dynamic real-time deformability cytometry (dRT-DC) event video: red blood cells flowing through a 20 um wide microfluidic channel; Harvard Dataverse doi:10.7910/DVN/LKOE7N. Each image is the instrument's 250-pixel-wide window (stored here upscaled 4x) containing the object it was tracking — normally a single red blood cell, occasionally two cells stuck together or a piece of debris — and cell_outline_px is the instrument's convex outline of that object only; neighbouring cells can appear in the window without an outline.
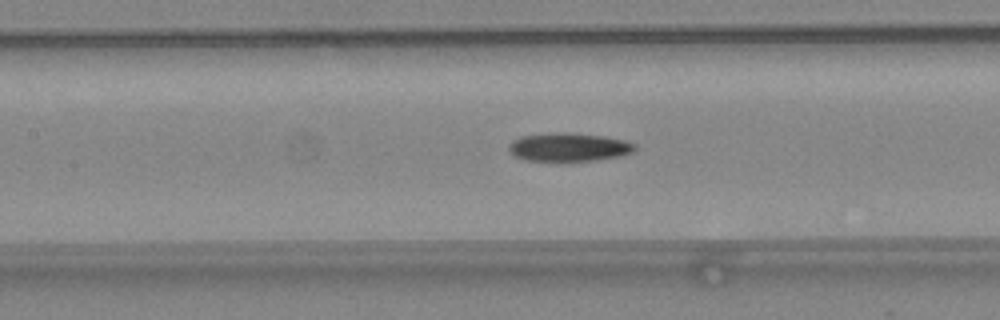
{"species": "common noctule bat (a hibernating species)", "species_latin": "Nyctalus noctula", "temperature_condition": "warm", "stored_images_in_passage": 27, "camera_frame_rate_fps": 3000, "um_per_image_px": 0.085, "animal": {"sex": "female", "body_mass_g": 24.6, "forearm_length_mm": 56.2}, "frame": {"image": 1, "passage_image": 9, "time_ms": 2.667, "image_size_px": [1000, 320], "cell_outline_px": [[636, 148], [632, 152], [620, 156], [596, 160], [568, 164], [524, 160], [516, 156], [508, 148], [508, 144], [520, 136], [560, 132], [568, 132], [604, 136], [624, 140], [636, 144]], "centroid_in_image_um": [48.34, 12.55], "position_along_channel_um": 159.1, "area_um2": 21.68}}
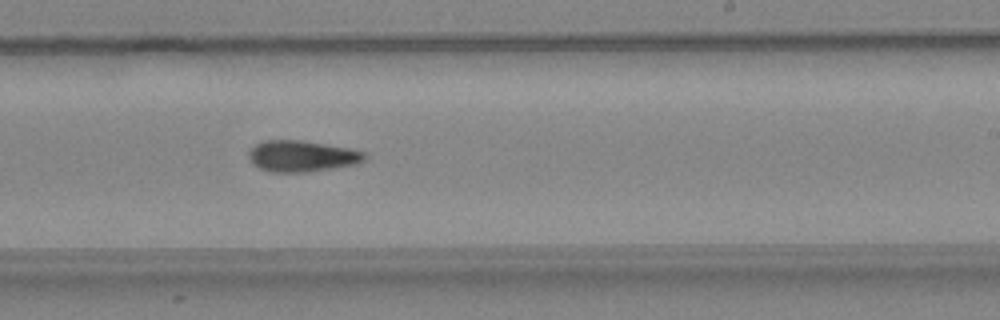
{"frame": {"image": 2, "passage_image": 16, "time_ms": 5.0, "image_size_px": [1000, 320], "cell_outline_px": [[368, 156], [364, 160], [356, 164], [308, 172], [268, 172], [252, 164], [248, 156], [248, 152], [256, 144], [264, 140], [300, 140], [348, 148], [364, 152]], "centroid_in_image_um": [25.63, 13.28], "position_along_channel_um": 263.4, "area_um2": 21.04}}
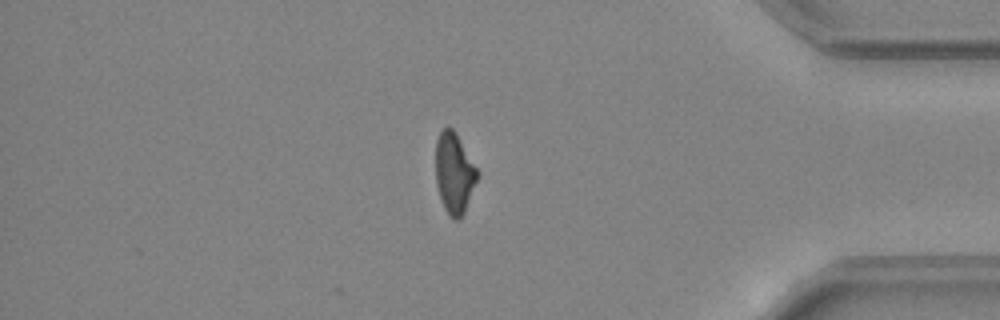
{"frame": {"image": 3, "passage_image": 27, "time_ms": 8.667, "image_size_px": [1000, 320], "cell_outline_px": [[480, 176], [464, 212], [456, 220], [452, 220], [448, 216], [440, 200], [436, 184], [436, 140], [440, 132], [444, 128], [452, 128], [456, 132], [480, 172]], "centroid_in_image_um": [38.63, 14.73], "position_along_channel_um": 396.6, "area_um2": 19.94}, "authors_computed_cell_mechanics": {"area_um2": 21.0392, "velocity_mm_per_s": 4.4847, "shape_relaxation_time_tau1_ms": 7.4038, "shape_relaxation_time_tau2_ms": 9.8033, "deformation_change_tau1": 0.1989, "deformation_change_tau2": 0.2475}}